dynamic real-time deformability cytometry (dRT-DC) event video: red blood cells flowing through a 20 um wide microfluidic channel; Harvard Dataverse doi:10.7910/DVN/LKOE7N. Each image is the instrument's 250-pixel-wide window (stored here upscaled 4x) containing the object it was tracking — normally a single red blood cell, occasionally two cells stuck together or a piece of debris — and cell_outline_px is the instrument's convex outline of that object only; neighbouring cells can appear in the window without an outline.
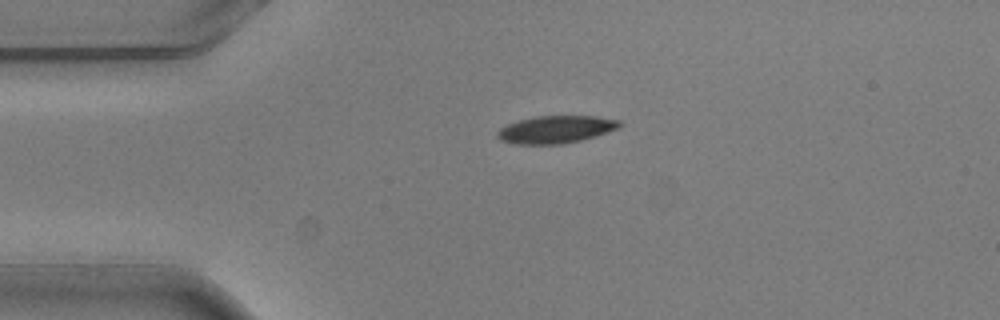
{"species": "common noctule bat (a hibernating species)", "species_latin": "Nyctalus noctula", "temperature_condition": "warm", "stored_images_in_passage": 2, "camera_frame_rate_fps": 3000, "um_per_image_px": 0.085, "animal": {"sex": "male", "body_mass_g": 20.5, "forearm_length_mm": 52.5}, "frame": {"image": 1, "passage_image": 1, "time_ms": 0.0, "image_size_px": [1000, 320], "cell_outline_px": [[624, 124], [620, 128], [596, 136], [564, 144], [516, 144], [500, 140], [496, 136], [496, 132], [500, 128], [508, 124], [520, 120], [536, 116], [596, 116], [620, 120]], "centroid_in_image_um": [47.28, 11.0], "position_along_channel_um": 37.7, "area_um2": 19.71}}